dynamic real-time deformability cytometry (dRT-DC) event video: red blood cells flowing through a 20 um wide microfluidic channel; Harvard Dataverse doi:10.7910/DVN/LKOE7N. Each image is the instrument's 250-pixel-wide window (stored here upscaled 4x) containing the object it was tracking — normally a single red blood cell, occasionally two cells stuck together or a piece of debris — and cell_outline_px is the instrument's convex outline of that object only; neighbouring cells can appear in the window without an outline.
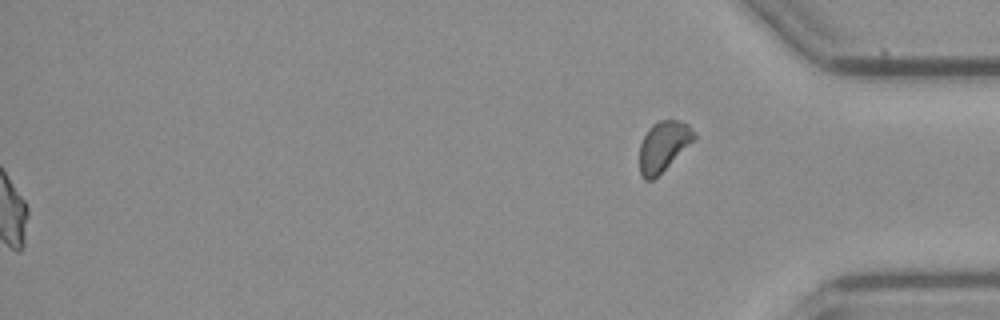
{"species": "common noctule bat (a hibernating species)", "species_latin": "Nyctalus noctula", "temperature_condition": "cold", "stored_images_in_passage": 54, "segment_of_instrument_passage": [2, 2], "camera_frame_rate_fps": 3000, "um_per_image_px": 0.085, "animal": {"sex": "female", "body_mass_g": 21.9}, "frame": {"image": 1, "passage_image": 54, "time_ms": 17.667, "image_size_px": [1000, 320], "cell_outline_px": [[696, 136], [652, 180], [644, 180], [640, 176], [640, 144], [648, 128], [652, 124], [660, 120], [676, 120], [688, 124], [696, 132]], "centroid_in_image_um": [56.35, 12.39], "position_along_channel_um": 378.9, "area_um2": 15.37}}